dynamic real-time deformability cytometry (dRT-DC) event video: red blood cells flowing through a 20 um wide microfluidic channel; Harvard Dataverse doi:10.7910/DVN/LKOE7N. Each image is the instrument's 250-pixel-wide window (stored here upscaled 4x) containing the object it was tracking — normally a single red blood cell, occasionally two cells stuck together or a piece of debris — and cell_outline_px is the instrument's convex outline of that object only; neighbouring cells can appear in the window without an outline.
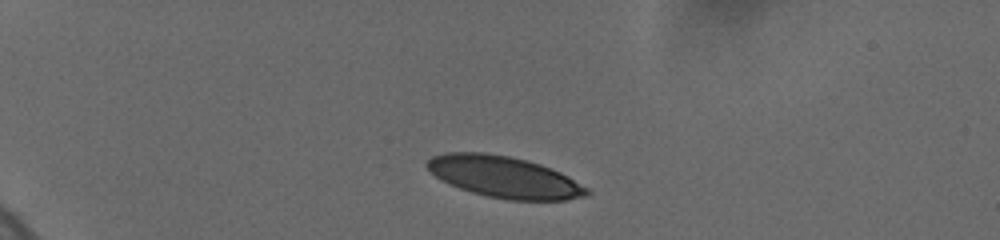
{"species": "human", "species_latin": "Homo sapiens", "temperature_condition": "cold", "stored_images_in_passage": 39, "camera_frame_rate_fps": 3000, "um_per_image_px": 0.085, "donor": {"sex": "female"}, "frame": {"image": 1, "passage_image": 1, "time_ms": 0.0, "image_size_px": [1000, 240], "cell_outline_px": [[592, 192], [588, 196], [568, 200], [508, 200], [488, 196], [472, 192], [460, 188], [436, 176], [424, 164], [432, 156], [448, 152], [484, 152], [508, 156], [528, 160], [540, 164], [560, 172], [568, 176], [588, 188]], "centroid_in_image_um": [42.91, 15.04], "position_along_channel_um": 42.1, "area_um2": 38.44}}
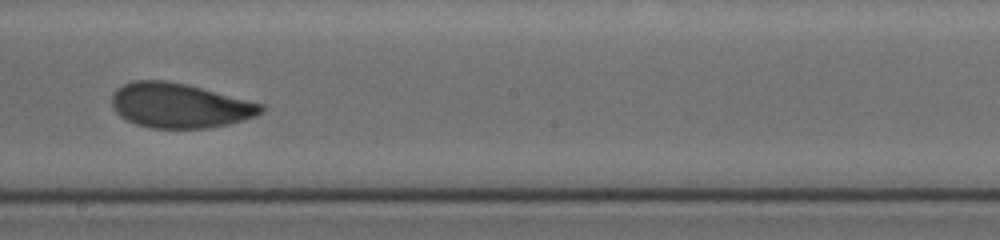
{"frame": {"image": 2, "passage_image": 20, "time_ms": 7.0, "image_size_px": [1000, 240], "cell_outline_px": [[264, 112], [256, 116], [244, 120], [228, 124], [208, 128], [148, 128], [136, 124], [120, 116], [112, 108], [112, 96], [116, 88], [124, 84], [136, 80], [164, 80], [188, 84], [264, 104]], "centroid_in_image_um": [15.28, 8.97], "position_along_channel_um": 232.9, "area_um2": 39.13}}
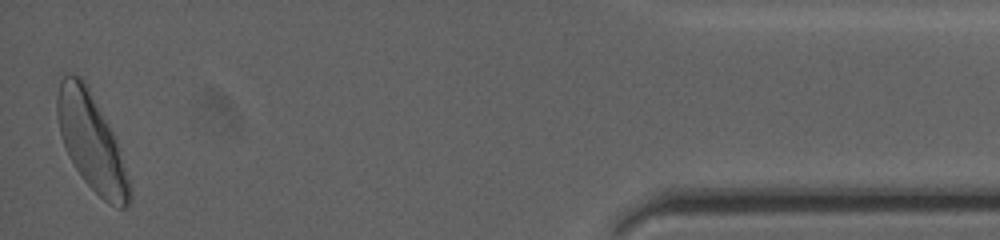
{"frame": {"image": 3, "passage_image": 39, "time_ms": 14.0, "image_size_px": [1000, 240], "cell_outline_px": [[132, 196], [128, 204], [124, 208], [120, 208], [108, 204], [84, 180], [68, 156], [60, 132], [56, 116], [56, 96], [60, 80], [68, 72], [72, 72], [80, 76], [84, 80], [112, 132], [116, 140], [132, 188]], "centroid_in_image_um": [7.75, 12.05], "position_along_channel_um": 427.4, "area_um2": 40.34}, "authors_computed_cell_mechanics": {"area_um2": 39.2462, "velocity_mm_per_s": 3.6701, "shape_relaxation_time_tau1_ms": 5.0807, "shape_relaxation_time_tau2_ms": 1.2976, "deformation_change_tau1": 0.15, "deformation_change_tau2": 0.0622}}